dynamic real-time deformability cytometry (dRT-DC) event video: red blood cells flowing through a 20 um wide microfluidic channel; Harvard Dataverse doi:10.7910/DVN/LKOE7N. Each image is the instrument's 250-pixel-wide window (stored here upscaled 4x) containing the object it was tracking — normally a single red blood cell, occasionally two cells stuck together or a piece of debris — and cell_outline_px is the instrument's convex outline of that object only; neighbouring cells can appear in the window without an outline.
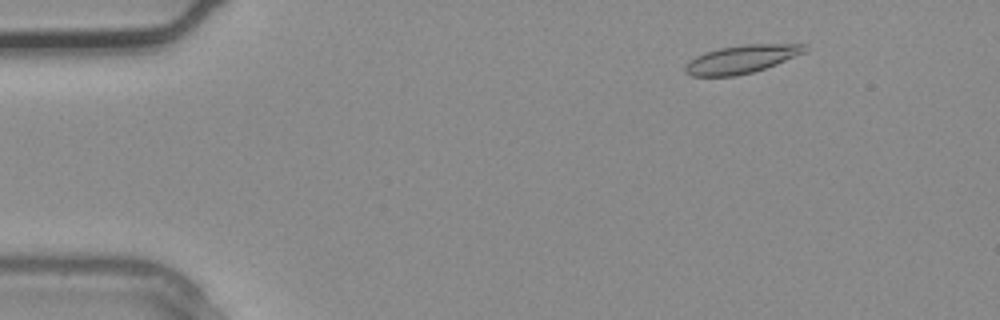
{"species": "common noctule bat (a hibernating species)", "species_latin": "Nyctalus noctula", "temperature_condition": "warm", "stored_images_in_passage": 3, "segment_of_instrument_passage": [2, 2], "camera_frame_rate_fps": 3000, "um_per_image_px": 0.085, "animal": {"sex": "male", "body_mass_g": 20.4}, "frame": {"image": 1, "passage_image": 3, "time_ms": 0.667, "image_size_px": [1000, 320], "cell_outline_px": [[804, 52], [776, 64], [752, 72], [736, 76], [692, 76], [684, 72], [684, 64], [688, 60], [704, 52], [720, 48], [748, 44], [804, 44]], "centroid_in_image_um": [62.93, 5.04], "position_along_channel_um": 22.1, "area_um2": 19.36}}